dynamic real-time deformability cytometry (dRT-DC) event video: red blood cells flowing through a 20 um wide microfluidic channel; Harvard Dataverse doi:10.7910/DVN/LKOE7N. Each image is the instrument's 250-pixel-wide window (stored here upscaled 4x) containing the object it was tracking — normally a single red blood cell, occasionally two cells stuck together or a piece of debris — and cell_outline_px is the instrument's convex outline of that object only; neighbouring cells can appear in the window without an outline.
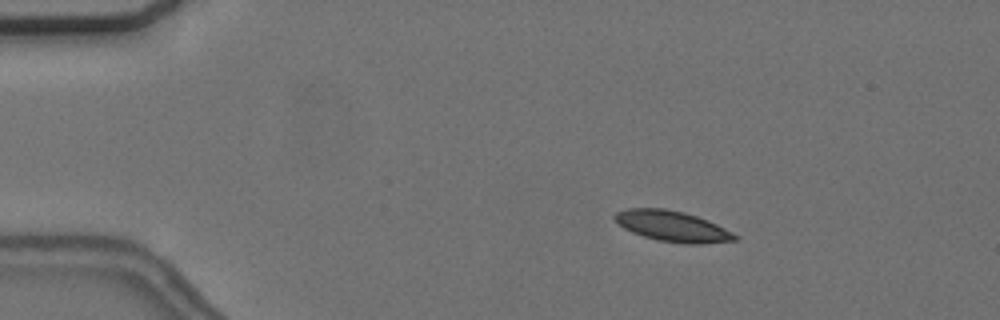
{"species": "common noctule bat (a hibernating species)", "species_latin": "Nyctalus noctula", "temperature_condition": "cold", "stored_images_in_passage": 5, "camera_frame_rate_fps": 3000, "um_per_image_px": 0.085, "animal": {"sex": "female", "body_mass_g": 24.6, "forearm_length_mm": 56.2}, "frame": {"image": 1, "passage_image": 2, "time_ms": 1.0, "image_size_px": [1000, 320], "cell_outline_px": [[740, 236], [736, 240], [700, 244], [684, 244], [656, 240], [632, 232], [624, 228], [612, 216], [616, 212], [628, 208], [664, 208], [684, 212], [708, 220]], "centroid_in_image_um": [57.16, 19.23], "position_along_channel_um": 27.8, "area_um2": 21.44}}